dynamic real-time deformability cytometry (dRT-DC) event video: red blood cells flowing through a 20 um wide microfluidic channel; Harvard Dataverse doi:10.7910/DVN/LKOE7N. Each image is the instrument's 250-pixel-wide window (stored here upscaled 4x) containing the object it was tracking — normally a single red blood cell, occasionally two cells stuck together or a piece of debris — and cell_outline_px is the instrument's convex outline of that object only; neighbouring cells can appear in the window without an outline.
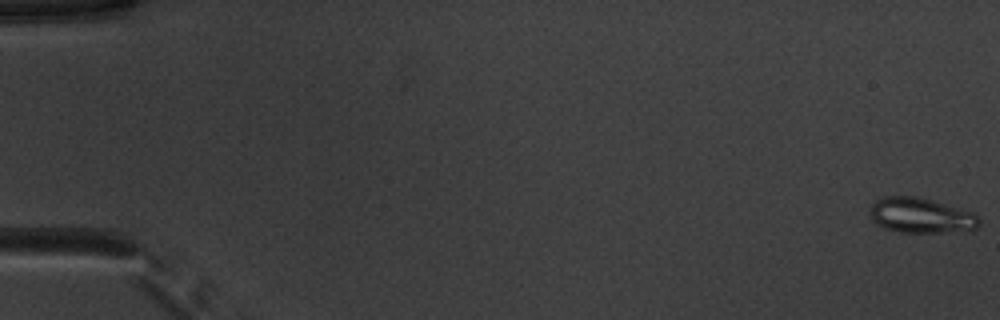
{"species": "common noctule bat (a hibernating species)", "species_latin": "Nyctalus noctula", "temperature_condition": "warm", "stored_images_in_passage": 53, "camera_frame_rate_fps": 3000, "um_per_image_px": 0.085, "animal": {"sex": "male", "body_mass_g": 20.1, "forearm_length_mm": 53.5}, "frame": {"image": 1, "passage_image": 1, "time_ms": 0.0, "image_size_px": [1000, 320], "cell_outline_px": [[980, 224], [976, 228], [940, 232], [900, 232], [884, 228], [872, 216], [872, 204], [876, 200], [884, 196], [916, 196], [932, 200], [972, 212], [980, 220]], "centroid_in_image_um": [78.29, 18.3], "position_along_channel_um": 6.7, "area_um2": 21.73}}
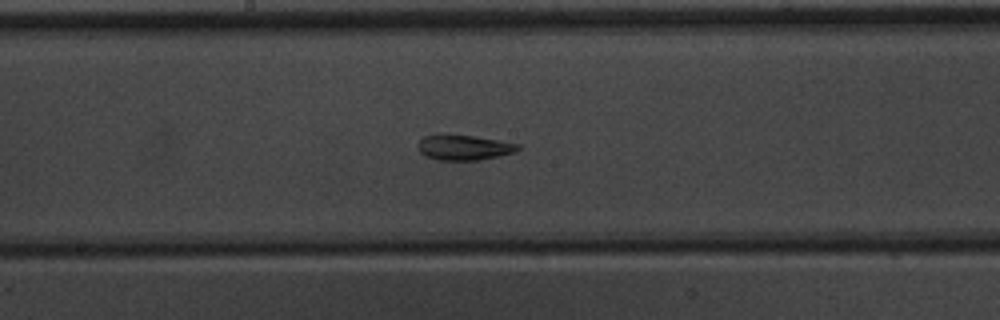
{"frame": {"image": 2, "passage_image": 29, "time_ms": 9.333, "image_size_px": [1000, 320], "cell_outline_px": [[524, 148], [516, 152], [480, 160], [440, 160], [424, 156], [420, 152], [416, 144], [424, 136], [472, 136], [520, 144]], "centroid_in_image_um": [39.49, 12.56], "position_along_channel_um": 208.7, "area_um2": 14.45}}
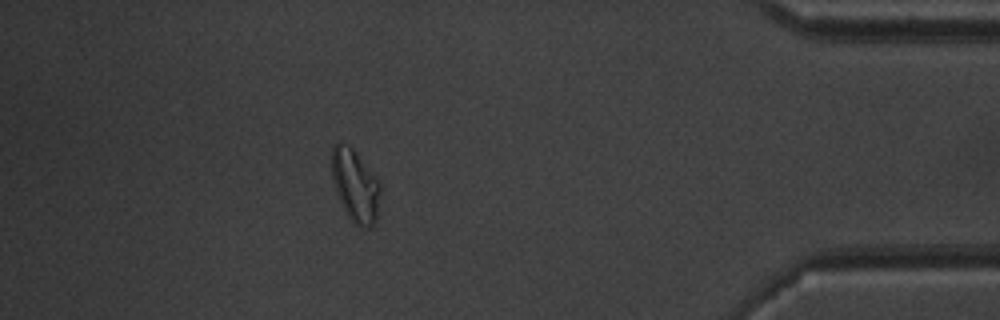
{"frame": {"image": 3, "passage_image": 47, "time_ms": 15.333, "image_size_px": [1000, 320], "cell_outline_px": [[380, 192], [376, 220], [368, 228], [360, 228], [348, 216], [336, 192], [332, 180], [332, 148], [336, 144], [340, 144], [352, 148], [380, 184]], "centroid_in_image_um": [30.19, 15.82], "position_along_channel_um": 405.0, "area_um2": 19.77}, "authors_computed_cell_mechanics": {"area_um2": 18.8428, "velocity_mm_per_s": 3.9525, "shape_relaxation_time_tau1_ms": null, "shape_relaxation_time_tau2_ms": 3.1467, "deformation_change_tau1": null, "deformation_change_tau2": 0.1056}}